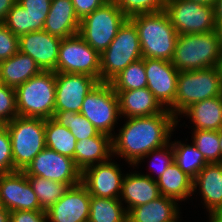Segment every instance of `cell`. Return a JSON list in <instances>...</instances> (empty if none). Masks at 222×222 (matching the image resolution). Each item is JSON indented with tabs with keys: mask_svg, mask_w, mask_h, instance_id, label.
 Instances as JSON below:
<instances>
[{
	"mask_svg": "<svg viewBox=\"0 0 222 222\" xmlns=\"http://www.w3.org/2000/svg\"><path fill=\"white\" fill-rule=\"evenodd\" d=\"M129 19L137 28L143 58L172 60L179 34L165 11Z\"/></svg>",
	"mask_w": 222,
	"mask_h": 222,
	"instance_id": "2",
	"label": "cell"
},
{
	"mask_svg": "<svg viewBox=\"0 0 222 222\" xmlns=\"http://www.w3.org/2000/svg\"><path fill=\"white\" fill-rule=\"evenodd\" d=\"M17 116L15 89L0 83V122L5 125Z\"/></svg>",
	"mask_w": 222,
	"mask_h": 222,
	"instance_id": "38",
	"label": "cell"
},
{
	"mask_svg": "<svg viewBox=\"0 0 222 222\" xmlns=\"http://www.w3.org/2000/svg\"><path fill=\"white\" fill-rule=\"evenodd\" d=\"M187 116L195 126L193 130H214L222 128V95L196 102L181 115Z\"/></svg>",
	"mask_w": 222,
	"mask_h": 222,
	"instance_id": "27",
	"label": "cell"
},
{
	"mask_svg": "<svg viewBox=\"0 0 222 222\" xmlns=\"http://www.w3.org/2000/svg\"><path fill=\"white\" fill-rule=\"evenodd\" d=\"M127 18L165 11L167 0H112Z\"/></svg>",
	"mask_w": 222,
	"mask_h": 222,
	"instance_id": "36",
	"label": "cell"
},
{
	"mask_svg": "<svg viewBox=\"0 0 222 222\" xmlns=\"http://www.w3.org/2000/svg\"><path fill=\"white\" fill-rule=\"evenodd\" d=\"M0 222H10V211L0 205Z\"/></svg>",
	"mask_w": 222,
	"mask_h": 222,
	"instance_id": "45",
	"label": "cell"
},
{
	"mask_svg": "<svg viewBox=\"0 0 222 222\" xmlns=\"http://www.w3.org/2000/svg\"><path fill=\"white\" fill-rule=\"evenodd\" d=\"M75 13L81 21L97 8L104 5L109 0H71Z\"/></svg>",
	"mask_w": 222,
	"mask_h": 222,
	"instance_id": "42",
	"label": "cell"
},
{
	"mask_svg": "<svg viewBox=\"0 0 222 222\" xmlns=\"http://www.w3.org/2000/svg\"><path fill=\"white\" fill-rule=\"evenodd\" d=\"M189 1H194L201 4H208V5L214 6L217 0H189Z\"/></svg>",
	"mask_w": 222,
	"mask_h": 222,
	"instance_id": "48",
	"label": "cell"
},
{
	"mask_svg": "<svg viewBox=\"0 0 222 222\" xmlns=\"http://www.w3.org/2000/svg\"><path fill=\"white\" fill-rule=\"evenodd\" d=\"M209 222H222V214H208Z\"/></svg>",
	"mask_w": 222,
	"mask_h": 222,
	"instance_id": "47",
	"label": "cell"
},
{
	"mask_svg": "<svg viewBox=\"0 0 222 222\" xmlns=\"http://www.w3.org/2000/svg\"><path fill=\"white\" fill-rule=\"evenodd\" d=\"M88 119L98 132L113 137L115 124L118 123V96L110 83L99 82L84 98L79 112Z\"/></svg>",
	"mask_w": 222,
	"mask_h": 222,
	"instance_id": "9",
	"label": "cell"
},
{
	"mask_svg": "<svg viewBox=\"0 0 222 222\" xmlns=\"http://www.w3.org/2000/svg\"><path fill=\"white\" fill-rule=\"evenodd\" d=\"M53 119L70 130L77 141L96 136L99 132L82 114L72 111H54Z\"/></svg>",
	"mask_w": 222,
	"mask_h": 222,
	"instance_id": "34",
	"label": "cell"
},
{
	"mask_svg": "<svg viewBox=\"0 0 222 222\" xmlns=\"http://www.w3.org/2000/svg\"><path fill=\"white\" fill-rule=\"evenodd\" d=\"M156 183L162 196L173 198L178 202L187 200L193 193V179L184 173L175 161L168 166Z\"/></svg>",
	"mask_w": 222,
	"mask_h": 222,
	"instance_id": "28",
	"label": "cell"
},
{
	"mask_svg": "<svg viewBox=\"0 0 222 222\" xmlns=\"http://www.w3.org/2000/svg\"><path fill=\"white\" fill-rule=\"evenodd\" d=\"M109 83L114 91H128L147 87L144 58L129 64Z\"/></svg>",
	"mask_w": 222,
	"mask_h": 222,
	"instance_id": "33",
	"label": "cell"
},
{
	"mask_svg": "<svg viewBox=\"0 0 222 222\" xmlns=\"http://www.w3.org/2000/svg\"><path fill=\"white\" fill-rule=\"evenodd\" d=\"M153 157L151 159L154 160L151 164L152 166V170L157 173V178L151 176L150 174L146 173V176H149L150 178H152L153 180H157L159 179V177L163 174V172L168 168V166H170L173 162H174V148L171 142L167 143L166 145H164L161 148L152 150L151 152L147 153L144 157H142L134 166L136 167L140 162H142L141 160H144L148 157ZM146 157V158H145ZM157 161V162H155ZM157 169V170H156Z\"/></svg>",
	"mask_w": 222,
	"mask_h": 222,
	"instance_id": "37",
	"label": "cell"
},
{
	"mask_svg": "<svg viewBox=\"0 0 222 222\" xmlns=\"http://www.w3.org/2000/svg\"><path fill=\"white\" fill-rule=\"evenodd\" d=\"M127 119L119 134L112 137V156L125 158L130 166L152 150L169 143L177 126V118L168 109L151 116Z\"/></svg>",
	"mask_w": 222,
	"mask_h": 222,
	"instance_id": "1",
	"label": "cell"
},
{
	"mask_svg": "<svg viewBox=\"0 0 222 222\" xmlns=\"http://www.w3.org/2000/svg\"><path fill=\"white\" fill-rule=\"evenodd\" d=\"M27 177L33 191L36 193L41 208L45 211L54 205L69 188L65 183L52 181L40 176Z\"/></svg>",
	"mask_w": 222,
	"mask_h": 222,
	"instance_id": "31",
	"label": "cell"
},
{
	"mask_svg": "<svg viewBox=\"0 0 222 222\" xmlns=\"http://www.w3.org/2000/svg\"><path fill=\"white\" fill-rule=\"evenodd\" d=\"M91 195L80 183L69 187L47 212L49 222H88Z\"/></svg>",
	"mask_w": 222,
	"mask_h": 222,
	"instance_id": "19",
	"label": "cell"
},
{
	"mask_svg": "<svg viewBox=\"0 0 222 222\" xmlns=\"http://www.w3.org/2000/svg\"><path fill=\"white\" fill-rule=\"evenodd\" d=\"M99 82L86 74L56 73L55 111L79 113L85 96Z\"/></svg>",
	"mask_w": 222,
	"mask_h": 222,
	"instance_id": "14",
	"label": "cell"
},
{
	"mask_svg": "<svg viewBox=\"0 0 222 222\" xmlns=\"http://www.w3.org/2000/svg\"><path fill=\"white\" fill-rule=\"evenodd\" d=\"M216 34L219 39V43L222 50V21H216V28H215Z\"/></svg>",
	"mask_w": 222,
	"mask_h": 222,
	"instance_id": "46",
	"label": "cell"
},
{
	"mask_svg": "<svg viewBox=\"0 0 222 222\" xmlns=\"http://www.w3.org/2000/svg\"><path fill=\"white\" fill-rule=\"evenodd\" d=\"M142 58L137 28L127 18L108 48L100 54V82L109 83L129 64Z\"/></svg>",
	"mask_w": 222,
	"mask_h": 222,
	"instance_id": "7",
	"label": "cell"
},
{
	"mask_svg": "<svg viewBox=\"0 0 222 222\" xmlns=\"http://www.w3.org/2000/svg\"><path fill=\"white\" fill-rule=\"evenodd\" d=\"M52 0H17L4 25L16 36L43 30Z\"/></svg>",
	"mask_w": 222,
	"mask_h": 222,
	"instance_id": "17",
	"label": "cell"
},
{
	"mask_svg": "<svg viewBox=\"0 0 222 222\" xmlns=\"http://www.w3.org/2000/svg\"><path fill=\"white\" fill-rule=\"evenodd\" d=\"M161 196L155 180L144 174L127 173L122 181L120 201L127 203V212L134 207L146 204ZM122 199V200H121ZM124 199V200H123Z\"/></svg>",
	"mask_w": 222,
	"mask_h": 222,
	"instance_id": "21",
	"label": "cell"
},
{
	"mask_svg": "<svg viewBox=\"0 0 222 222\" xmlns=\"http://www.w3.org/2000/svg\"><path fill=\"white\" fill-rule=\"evenodd\" d=\"M174 148V161L178 167L192 179L207 164L202 153L192 144L181 141L172 142Z\"/></svg>",
	"mask_w": 222,
	"mask_h": 222,
	"instance_id": "32",
	"label": "cell"
},
{
	"mask_svg": "<svg viewBox=\"0 0 222 222\" xmlns=\"http://www.w3.org/2000/svg\"><path fill=\"white\" fill-rule=\"evenodd\" d=\"M178 218H179V216L174 220V221H172V222H179V221H177L178 220Z\"/></svg>",
	"mask_w": 222,
	"mask_h": 222,
	"instance_id": "51",
	"label": "cell"
},
{
	"mask_svg": "<svg viewBox=\"0 0 222 222\" xmlns=\"http://www.w3.org/2000/svg\"><path fill=\"white\" fill-rule=\"evenodd\" d=\"M192 144L202 153L207 163H220L221 150L218 131L194 130Z\"/></svg>",
	"mask_w": 222,
	"mask_h": 222,
	"instance_id": "35",
	"label": "cell"
},
{
	"mask_svg": "<svg viewBox=\"0 0 222 222\" xmlns=\"http://www.w3.org/2000/svg\"><path fill=\"white\" fill-rule=\"evenodd\" d=\"M218 138H219V141H220L221 162H222V128L218 131Z\"/></svg>",
	"mask_w": 222,
	"mask_h": 222,
	"instance_id": "49",
	"label": "cell"
},
{
	"mask_svg": "<svg viewBox=\"0 0 222 222\" xmlns=\"http://www.w3.org/2000/svg\"><path fill=\"white\" fill-rule=\"evenodd\" d=\"M218 68H219V70H220L221 78H222V58H221V60H220V62H219Z\"/></svg>",
	"mask_w": 222,
	"mask_h": 222,
	"instance_id": "50",
	"label": "cell"
},
{
	"mask_svg": "<svg viewBox=\"0 0 222 222\" xmlns=\"http://www.w3.org/2000/svg\"><path fill=\"white\" fill-rule=\"evenodd\" d=\"M127 17L112 1H107L80 21L79 35L99 54L117 35Z\"/></svg>",
	"mask_w": 222,
	"mask_h": 222,
	"instance_id": "8",
	"label": "cell"
},
{
	"mask_svg": "<svg viewBox=\"0 0 222 222\" xmlns=\"http://www.w3.org/2000/svg\"><path fill=\"white\" fill-rule=\"evenodd\" d=\"M45 120L17 116L5 124L11 139L14 171H24L46 148Z\"/></svg>",
	"mask_w": 222,
	"mask_h": 222,
	"instance_id": "6",
	"label": "cell"
},
{
	"mask_svg": "<svg viewBox=\"0 0 222 222\" xmlns=\"http://www.w3.org/2000/svg\"><path fill=\"white\" fill-rule=\"evenodd\" d=\"M110 160L112 161V158L82 171L81 184L91 196L120 198L124 174L119 165Z\"/></svg>",
	"mask_w": 222,
	"mask_h": 222,
	"instance_id": "15",
	"label": "cell"
},
{
	"mask_svg": "<svg viewBox=\"0 0 222 222\" xmlns=\"http://www.w3.org/2000/svg\"><path fill=\"white\" fill-rule=\"evenodd\" d=\"M54 72L86 74L100 81V54L79 34L63 38Z\"/></svg>",
	"mask_w": 222,
	"mask_h": 222,
	"instance_id": "11",
	"label": "cell"
},
{
	"mask_svg": "<svg viewBox=\"0 0 222 222\" xmlns=\"http://www.w3.org/2000/svg\"><path fill=\"white\" fill-rule=\"evenodd\" d=\"M41 71L32 57L18 51L0 62V83L16 89Z\"/></svg>",
	"mask_w": 222,
	"mask_h": 222,
	"instance_id": "26",
	"label": "cell"
},
{
	"mask_svg": "<svg viewBox=\"0 0 222 222\" xmlns=\"http://www.w3.org/2000/svg\"><path fill=\"white\" fill-rule=\"evenodd\" d=\"M112 157V137L98 133L94 137L77 141L75 146L74 161L83 171L86 168L103 163Z\"/></svg>",
	"mask_w": 222,
	"mask_h": 222,
	"instance_id": "24",
	"label": "cell"
},
{
	"mask_svg": "<svg viewBox=\"0 0 222 222\" xmlns=\"http://www.w3.org/2000/svg\"><path fill=\"white\" fill-rule=\"evenodd\" d=\"M23 172L27 176H40L65 183L69 187L80 184L82 175L72 158L48 148H44Z\"/></svg>",
	"mask_w": 222,
	"mask_h": 222,
	"instance_id": "12",
	"label": "cell"
},
{
	"mask_svg": "<svg viewBox=\"0 0 222 222\" xmlns=\"http://www.w3.org/2000/svg\"><path fill=\"white\" fill-rule=\"evenodd\" d=\"M222 95V78L217 67L194 71H180L177 77V94L168 109L176 118L190 105Z\"/></svg>",
	"mask_w": 222,
	"mask_h": 222,
	"instance_id": "5",
	"label": "cell"
},
{
	"mask_svg": "<svg viewBox=\"0 0 222 222\" xmlns=\"http://www.w3.org/2000/svg\"><path fill=\"white\" fill-rule=\"evenodd\" d=\"M165 12L179 35L199 34L216 28L215 8L189 0H167Z\"/></svg>",
	"mask_w": 222,
	"mask_h": 222,
	"instance_id": "10",
	"label": "cell"
},
{
	"mask_svg": "<svg viewBox=\"0 0 222 222\" xmlns=\"http://www.w3.org/2000/svg\"><path fill=\"white\" fill-rule=\"evenodd\" d=\"M177 200L159 196L146 204L131 208L127 222H172L180 216Z\"/></svg>",
	"mask_w": 222,
	"mask_h": 222,
	"instance_id": "25",
	"label": "cell"
},
{
	"mask_svg": "<svg viewBox=\"0 0 222 222\" xmlns=\"http://www.w3.org/2000/svg\"><path fill=\"white\" fill-rule=\"evenodd\" d=\"M16 2L17 0H0V22H4L9 10Z\"/></svg>",
	"mask_w": 222,
	"mask_h": 222,
	"instance_id": "43",
	"label": "cell"
},
{
	"mask_svg": "<svg viewBox=\"0 0 222 222\" xmlns=\"http://www.w3.org/2000/svg\"><path fill=\"white\" fill-rule=\"evenodd\" d=\"M10 222H48L47 212L18 210L10 212Z\"/></svg>",
	"mask_w": 222,
	"mask_h": 222,
	"instance_id": "41",
	"label": "cell"
},
{
	"mask_svg": "<svg viewBox=\"0 0 222 222\" xmlns=\"http://www.w3.org/2000/svg\"><path fill=\"white\" fill-rule=\"evenodd\" d=\"M144 67L148 90L165 109H169L175 102L179 71L171 61L163 59L144 58Z\"/></svg>",
	"mask_w": 222,
	"mask_h": 222,
	"instance_id": "16",
	"label": "cell"
},
{
	"mask_svg": "<svg viewBox=\"0 0 222 222\" xmlns=\"http://www.w3.org/2000/svg\"><path fill=\"white\" fill-rule=\"evenodd\" d=\"M222 50L216 31L178 35L171 63L180 71L217 67Z\"/></svg>",
	"mask_w": 222,
	"mask_h": 222,
	"instance_id": "3",
	"label": "cell"
},
{
	"mask_svg": "<svg viewBox=\"0 0 222 222\" xmlns=\"http://www.w3.org/2000/svg\"><path fill=\"white\" fill-rule=\"evenodd\" d=\"M119 101L120 115L131 117L151 116L162 113L165 108L147 87L128 91H115Z\"/></svg>",
	"mask_w": 222,
	"mask_h": 222,
	"instance_id": "23",
	"label": "cell"
},
{
	"mask_svg": "<svg viewBox=\"0 0 222 222\" xmlns=\"http://www.w3.org/2000/svg\"><path fill=\"white\" fill-rule=\"evenodd\" d=\"M14 172L11 139L5 125L0 127V174Z\"/></svg>",
	"mask_w": 222,
	"mask_h": 222,
	"instance_id": "39",
	"label": "cell"
},
{
	"mask_svg": "<svg viewBox=\"0 0 222 222\" xmlns=\"http://www.w3.org/2000/svg\"><path fill=\"white\" fill-rule=\"evenodd\" d=\"M120 199L91 196L88 222H127Z\"/></svg>",
	"mask_w": 222,
	"mask_h": 222,
	"instance_id": "29",
	"label": "cell"
},
{
	"mask_svg": "<svg viewBox=\"0 0 222 222\" xmlns=\"http://www.w3.org/2000/svg\"><path fill=\"white\" fill-rule=\"evenodd\" d=\"M215 20L222 21V0H217L215 5Z\"/></svg>",
	"mask_w": 222,
	"mask_h": 222,
	"instance_id": "44",
	"label": "cell"
},
{
	"mask_svg": "<svg viewBox=\"0 0 222 222\" xmlns=\"http://www.w3.org/2000/svg\"><path fill=\"white\" fill-rule=\"evenodd\" d=\"M61 40L45 30L29 32L18 37L19 51L32 57L42 71H55Z\"/></svg>",
	"mask_w": 222,
	"mask_h": 222,
	"instance_id": "18",
	"label": "cell"
},
{
	"mask_svg": "<svg viewBox=\"0 0 222 222\" xmlns=\"http://www.w3.org/2000/svg\"><path fill=\"white\" fill-rule=\"evenodd\" d=\"M80 20L71 0H52L43 30L60 38L79 33Z\"/></svg>",
	"mask_w": 222,
	"mask_h": 222,
	"instance_id": "22",
	"label": "cell"
},
{
	"mask_svg": "<svg viewBox=\"0 0 222 222\" xmlns=\"http://www.w3.org/2000/svg\"><path fill=\"white\" fill-rule=\"evenodd\" d=\"M209 214H222V162L207 163L193 179Z\"/></svg>",
	"mask_w": 222,
	"mask_h": 222,
	"instance_id": "20",
	"label": "cell"
},
{
	"mask_svg": "<svg viewBox=\"0 0 222 222\" xmlns=\"http://www.w3.org/2000/svg\"><path fill=\"white\" fill-rule=\"evenodd\" d=\"M46 148L74 160L76 137L70 130L61 126L53 118L45 120Z\"/></svg>",
	"mask_w": 222,
	"mask_h": 222,
	"instance_id": "30",
	"label": "cell"
},
{
	"mask_svg": "<svg viewBox=\"0 0 222 222\" xmlns=\"http://www.w3.org/2000/svg\"><path fill=\"white\" fill-rule=\"evenodd\" d=\"M18 116L44 118L54 117L56 97V73L41 71L16 89Z\"/></svg>",
	"mask_w": 222,
	"mask_h": 222,
	"instance_id": "4",
	"label": "cell"
},
{
	"mask_svg": "<svg viewBox=\"0 0 222 222\" xmlns=\"http://www.w3.org/2000/svg\"><path fill=\"white\" fill-rule=\"evenodd\" d=\"M19 51L18 36L0 22V62Z\"/></svg>",
	"mask_w": 222,
	"mask_h": 222,
	"instance_id": "40",
	"label": "cell"
},
{
	"mask_svg": "<svg viewBox=\"0 0 222 222\" xmlns=\"http://www.w3.org/2000/svg\"><path fill=\"white\" fill-rule=\"evenodd\" d=\"M0 205L10 212L43 210L23 171L0 174Z\"/></svg>",
	"mask_w": 222,
	"mask_h": 222,
	"instance_id": "13",
	"label": "cell"
}]
</instances>
